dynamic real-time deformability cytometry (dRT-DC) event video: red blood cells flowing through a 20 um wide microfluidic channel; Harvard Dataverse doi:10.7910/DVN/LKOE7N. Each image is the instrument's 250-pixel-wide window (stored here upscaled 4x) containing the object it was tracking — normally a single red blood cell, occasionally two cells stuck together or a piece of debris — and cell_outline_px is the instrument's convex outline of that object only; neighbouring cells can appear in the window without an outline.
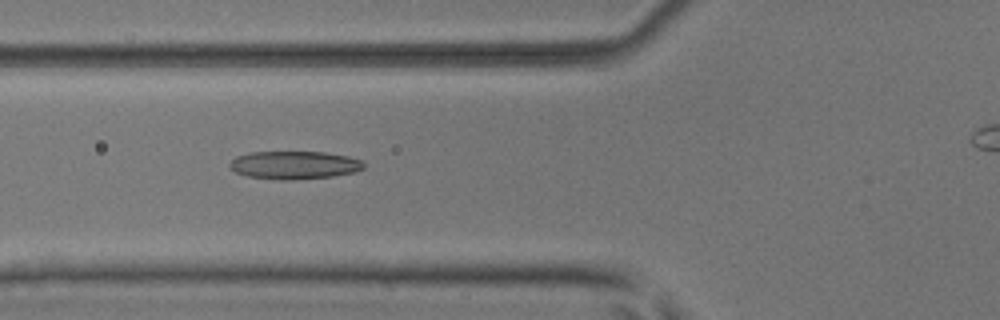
{"species": "common noctule bat (a hibernating species)", "species_latin": "Nyctalus noctula", "temperature_condition": "room temperature", "stored_images_in_passage": 48, "camera_frame_rate_fps": 3000, "um_per_image_px": 0.085, "animal": {"sex": "male", "body_mass_g": 17.9, "forearm_length_mm": 54.2}, "frame": {"image": 1, "passage_image": 20, "time_ms": 6.333, "image_size_px": [1000, 320], "cell_outline_px": [[364, 168], [352, 172], [332, 176], [292, 180], [280, 180], [248, 176], [236, 172], [228, 164], [236, 156], [252, 152], [324, 152], [348, 156], [360, 160], [364, 164]], "centroid_in_image_um": [25.0, 14.03], "position_along_channel_um": 100.8, "area_um2": 21.68}}
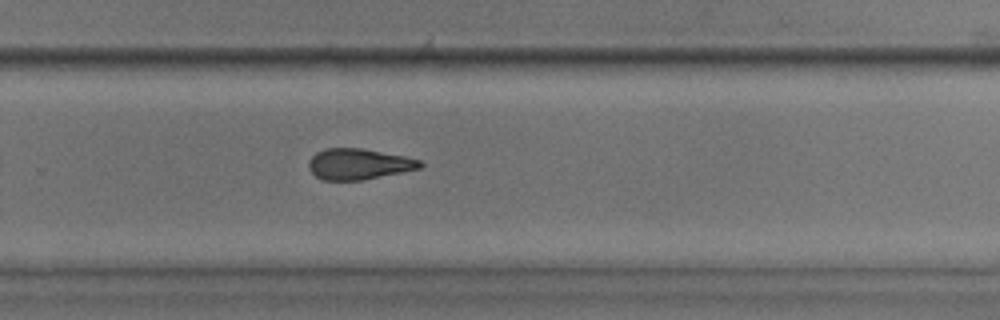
{"frame": {"image": 2, "passage_image": 35, "time_ms": 11.333, "image_size_px": [1000, 320], "cell_outline_px": [[424, 164], [420, 168], [364, 180], [324, 180], [316, 176], [308, 168], [308, 160], [316, 152], [324, 148], [360, 148], [404, 156], [420, 160]], "centroid_in_image_um": [30.46, 13.94], "position_along_channel_um": 299.3, "area_um2": 20.0}}
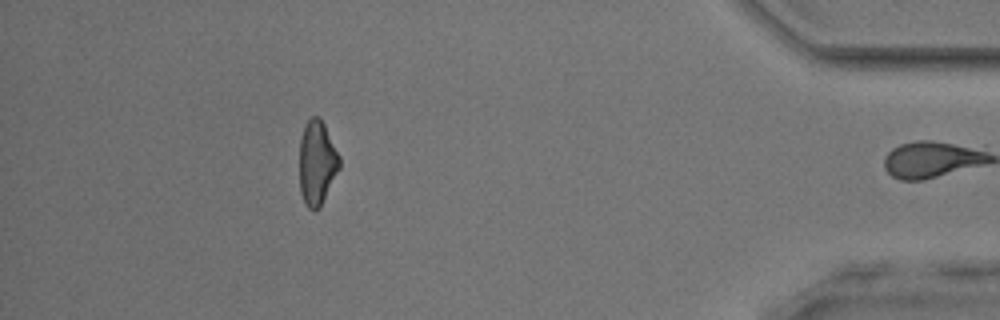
{"frame": {"image": 3, "passage_image": 47, "time_ms": 15.333, "image_size_px": [1000, 320], "cell_outline_px": [[340, 168], [320, 208], [316, 212], [312, 212], [304, 204], [300, 192], [300, 136], [308, 120], [312, 116], [320, 116], [340, 156]], "centroid_in_image_um": [26.94, 13.88], "position_along_channel_um": 408.3, "area_um2": 19.94}, "authors_computed_cell_mechanics": {"area_um2": 21.4727, "velocity_mm_per_s": 3.9772, "shape_relaxation_time_tau1_ms": 5.4317, "shape_relaxation_time_tau2_ms": 3.9625, "deformation_change_tau1": 0.154, "deformation_change_tau2": 0.1415}}